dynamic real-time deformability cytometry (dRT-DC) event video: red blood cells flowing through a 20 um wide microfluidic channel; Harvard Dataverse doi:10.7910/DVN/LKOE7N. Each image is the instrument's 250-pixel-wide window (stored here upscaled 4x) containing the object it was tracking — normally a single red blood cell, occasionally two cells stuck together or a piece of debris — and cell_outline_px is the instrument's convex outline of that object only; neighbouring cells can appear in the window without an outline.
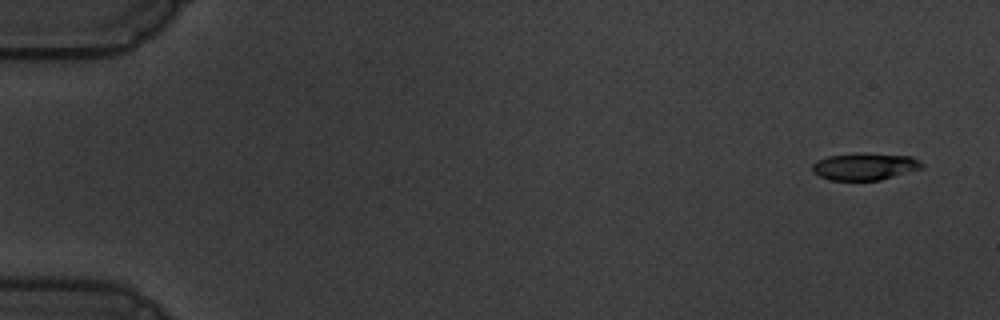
{"species": "common noctule bat (a hibernating species)", "species_latin": "Nyctalus noctula", "temperature_condition": "warm", "stored_images_in_passage": 4, "camera_frame_rate_fps": 3000, "um_per_image_px": 0.085, "animal": {"sex": "male", "body_mass_g": 19.5, "forearm_length_mm": 54.6}, "frame": {"image": 1, "passage_image": 1, "time_ms": 0.0, "image_size_px": [1000, 320], "cell_outline_px": [[924, 168], [880, 180], [828, 180], [812, 172], [812, 164], [816, 160], [828, 156], [852, 152], [864, 152], [912, 156], [920, 160], [924, 164]], "centroid_in_image_um": [73.51, 14.13], "position_along_channel_um": 11.5, "area_um2": 17.8}}
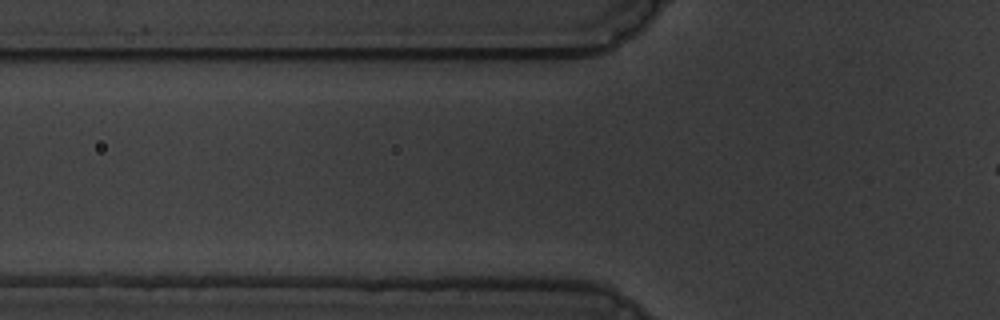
{"frame": {"image": 2, "passage_image": 3, "time_ms": 3.333, "image_size_px": [1000, 320], "cell_outline_px": [[556, 236], [416, 236], [412, 232], [420, 224], [484, 224], [540, 228]], "centroid_in_image_um": [40.57, 19.6], "position_along_channel_um": 85.2, "area_um2": 10.46}}